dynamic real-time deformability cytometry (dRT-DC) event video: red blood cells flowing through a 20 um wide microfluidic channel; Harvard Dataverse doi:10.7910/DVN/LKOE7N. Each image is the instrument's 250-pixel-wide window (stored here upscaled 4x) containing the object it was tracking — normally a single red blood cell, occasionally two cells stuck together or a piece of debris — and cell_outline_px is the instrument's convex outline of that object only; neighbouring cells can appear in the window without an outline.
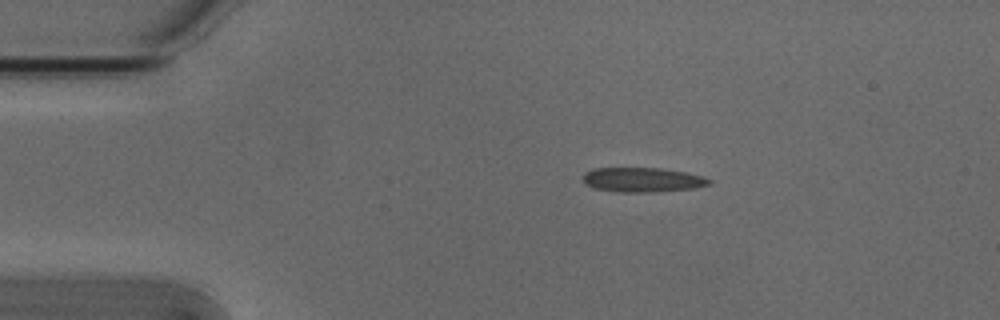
{"species": "Egyptian fruit bat (a non-hibernating species)", "species_latin": "Rousettus aegyptiacus", "temperature_condition": "cold", "stored_images_in_passage": 44, "camera_frame_rate_fps": 3000, "um_per_image_px": 0.085, "animal": {"sex": "male"}, "frame": {"image": 1, "passage_image": 1, "time_ms": 0.0, "image_size_px": [1000, 320], "cell_outline_px": [[712, 184], [696, 188], [652, 192], [620, 192], [596, 188], [588, 184], [584, 180], [584, 172], [592, 168], [660, 168], [684, 172], [700, 176], [712, 180]], "centroid_in_image_um": [54.64, 15.28], "position_along_channel_um": 30.4, "area_um2": 17.86}}
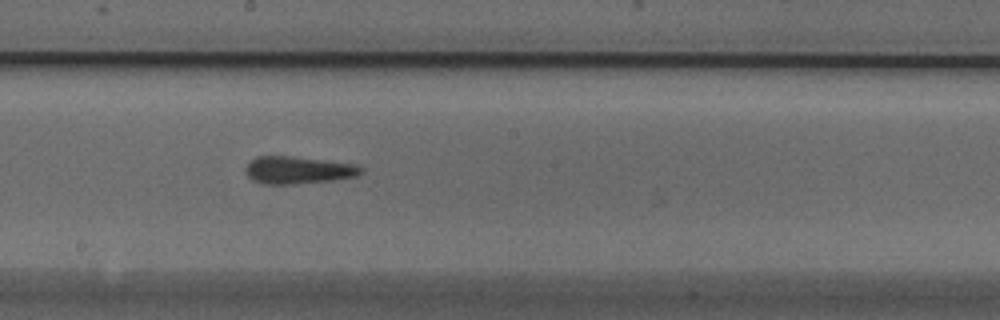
{"frame": {"image": 2, "passage_image": 20, "time_ms": 6.333, "image_size_px": [1000, 320], "cell_outline_px": [[364, 172], [356, 176], [332, 180], [292, 184], [260, 184], [252, 180], [244, 172], [244, 168], [256, 156], [288, 156], [356, 164], [364, 168]], "centroid_in_image_um": [25.32, 14.46], "position_along_channel_um": 222.9, "area_um2": 18.44}}
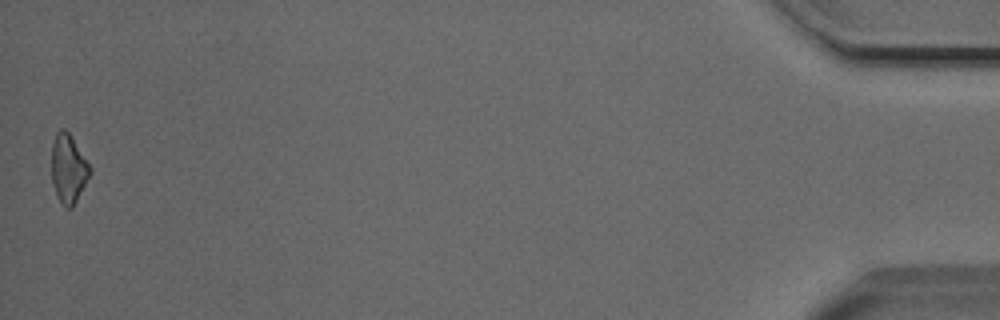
{"frame": {"image": 3, "passage_image": 44, "time_ms": 14.333, "image_size_px": [1000, 320], "cell_outline_px": [[92, 172], [72, 208], [64, 208], [60, 204], [56, 196], [52, 184], [52, 144], [56, 132], [60, 128], [64, 128], [68, 132], [92, 168]], "centroid_in_image_um": [5.8, 14.37], "position_along_channel_um": 429.4, "area_um2": 15.49}, "authors_computed_cell_mechanics": {"area_um2": 17.5712, "velocity_mm_per_s": 3.8265, "shape_relaxation_time_tau1_ms": 5.6537, "shape_relaxation_time_tau2_ms": 5.9097, "deformation_change_tau1": 0.1095, "deformation_change_tau2": 0.1223}}